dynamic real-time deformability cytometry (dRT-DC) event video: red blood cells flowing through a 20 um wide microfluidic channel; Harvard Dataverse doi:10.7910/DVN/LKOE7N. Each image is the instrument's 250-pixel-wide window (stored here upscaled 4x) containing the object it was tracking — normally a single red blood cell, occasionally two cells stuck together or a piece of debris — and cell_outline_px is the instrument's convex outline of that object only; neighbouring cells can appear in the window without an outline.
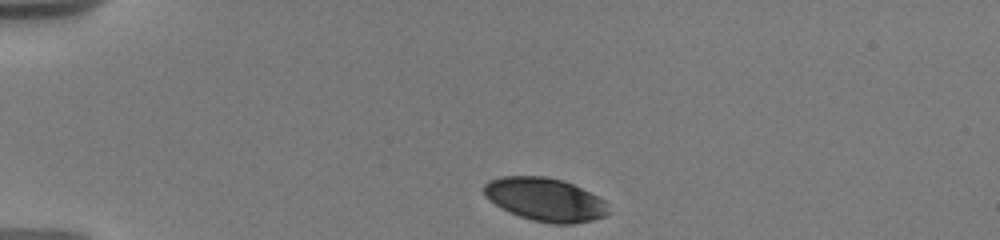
{"species": "human", "species_latin": "Homo sapiens", "temperature_condition": "warm", "stored_images_in_passage": 16, "camera_frame_rate_fps": 3000, "um_per_image_px": 0.085, "donor": {"sex": "male"}, "frame": {"image": 1, "passage_image": 1, "time_ms": 0.0, "image_size_px": [1000, 240], "cell_outline_px": [[608, 212], [604, 216], [592, 220], [572, 224], [552, 224], [532, 220], [520, 216], [496, 204], [484, 196], [484, 184], [488, 180], [500, 176], [544, 176], [564, 180], [604, 200]], "centroid_in_image_um": [46.31, 16.95], "position_along_channel_um": 38.7, "area_um2": 31.04}}
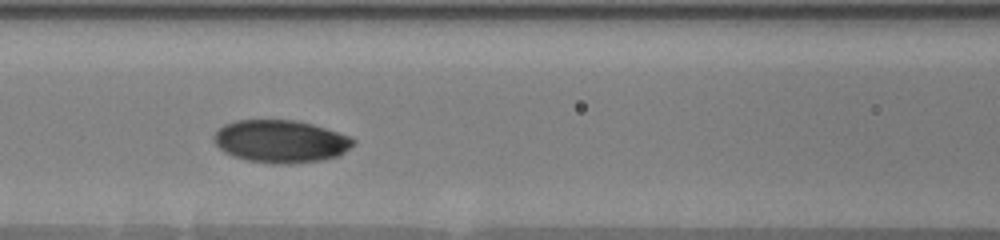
{"frame": {"image": 2, "passage_image": 10, "time_ms": 4.333, "image_size_px": [1000, 240], "cell_outline_px": [[356, 144], [344, 152], [336, 156], [320, 160], [292, 164], [272, 164], [248, 160], [232, 156], [224, 152], [212, 140], [212, 136], [224, 124], [236, 120], [300, 120], [348, 136], [356, 140]], "centroid_in_image_um": [23.83, 12.01], "position_along_channel_um": 142.8, "area_um2": 34.68}}
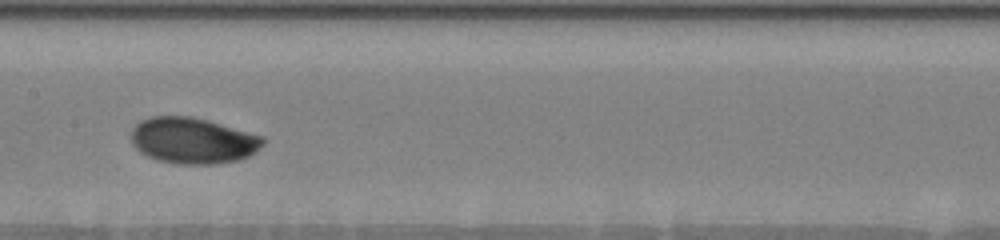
{"frame": {"image": 3, "passage_image": 14, "time_ms": 5.667, "image_size_px": [1000, 240], "cell_outline_px": [[264, 144], [256, 152], [248, 156], [236, 160], [216, 164], [176, 164], [156, 160], [140, 152], [132, 144], [132, 128], [140, 120], [152, 116], [192, 116], [264, 136]], "centroid_in_image_um": [16.38, 11.95], "position_along_channel_um": 191.0, "area_um2": 35.49}}